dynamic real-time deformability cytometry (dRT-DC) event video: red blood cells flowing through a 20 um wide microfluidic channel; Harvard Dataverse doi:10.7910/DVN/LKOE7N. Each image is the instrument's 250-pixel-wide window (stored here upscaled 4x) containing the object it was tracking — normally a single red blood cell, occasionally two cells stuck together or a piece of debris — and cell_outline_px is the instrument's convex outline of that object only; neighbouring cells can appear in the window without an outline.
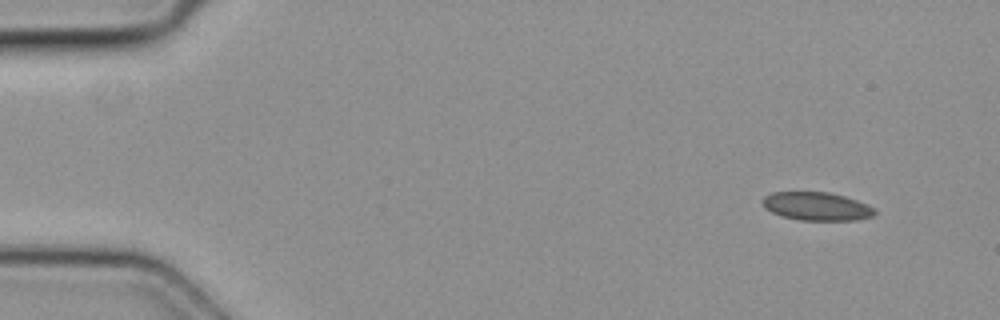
{"species": "common noctule bat (a hibernating species)", "species_latin": "Nyctalus noctula", "temperature_condition": "cold", "stored_images_in_passage": 5, "camera_frame_rate_fps": 3000, "um_per_image_px": 0.085, "animal": {"sex": "female", "body_mass_g": 19.3, "forearm_length_mm": 54.1}, "frame": {"image": 1, "passage_image": 1, "time_ms": 0.0, "image_size_px": [1000, 320], "cell_outline_px": [[876, 212], [872, 216], [856, 220], [800, 220], [784, 216], [772, 212], [764, 208], [760, 200], [764, 196], [772, 192], [828, 192], [844, 196], [868, 204]], "centroid_in_image_um": [69.38, 17.53], "position_along_channel_um": 15.6, "area_um2": 18.44}}